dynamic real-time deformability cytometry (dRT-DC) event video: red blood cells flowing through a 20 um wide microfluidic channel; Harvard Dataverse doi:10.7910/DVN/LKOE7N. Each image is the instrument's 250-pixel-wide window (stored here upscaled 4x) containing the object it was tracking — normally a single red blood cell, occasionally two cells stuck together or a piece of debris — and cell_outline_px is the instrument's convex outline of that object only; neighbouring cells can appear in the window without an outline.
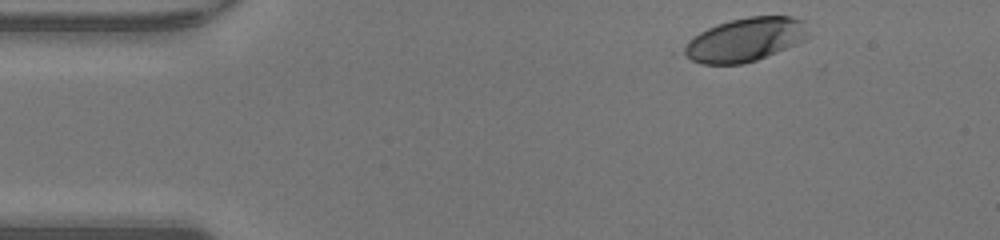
{"species": "human", "species_latin": "Homo sapiens", "temperature_condition": "warm", "stored_images_in_passage": 43, "camera_frame_rate_fps": 3000, "um_per_image_px": 0.085, "donor": {"sex": "male"}, "frame": {"image": 1, "passage_image": 1, "time_ms": 0.0, "image_size_px": [1000, 240], "cell_outline_px": [[808, 36], [804, 40], [796, 44], [756, 60], [744, 64], [700, 64], [672, 56], [672, 52], [688, 40], [700, 32], [716, 24], [748, 16], [792, 16], [804, 20]], "centroid_in_image_um": [63.14, 3.41], "position_along_channel_um": 21.9, "area_um2": 32.66}}
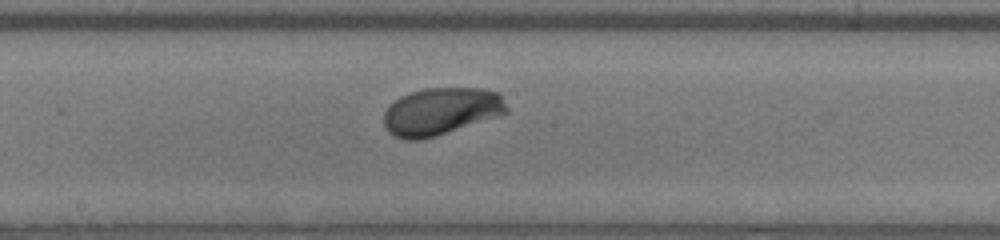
{"frame": {"image": 2, "passage_image": 20, "time_ms": 6.333, "image_size_px": [1000, 240], "cell_outline_px": [[508, 112], [436, 136], [420, 140], [404, 140], [388, 132], [384, 124], [384, 112], [388, 104], [400, 96], [424, 88], [484, 88], [500, 92], [508, 108]], "centroid_in_image_um": [37.46, 9.45], "position_along_channel_um": 210.7, "area_um2": 33.99}}
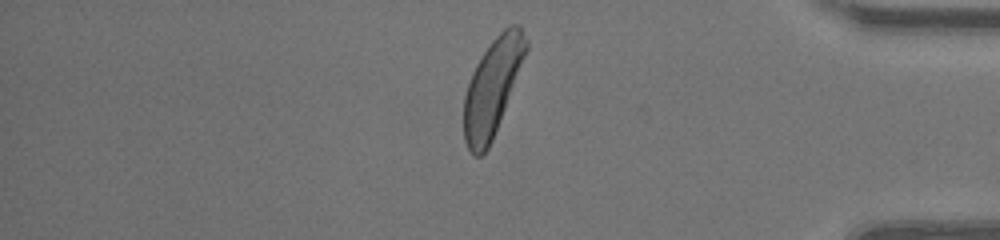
{"frame": {"image": 3, "passage_image": 35, "time_ms": 11.333, "image_size_px": [1000, 240], "cell_outline_px": [[528, 48], [492, 140], [488, 148], [480, 156], [476, 156], [468, 148], [464, 140], [464, 96], [472, 72], [476, 64], [492, 40], [504, 28], [512, 24], [516, 24], [520, 28], [528, 40]], "centroid_in_image_um": [41.84, 7.4], "position_along_channel_um": 393.4, "area_um2": 34.16}, "authors_computed_cell_mechanics": {"area_um2": 33.9286, "velocity_mm_per_s": 4.2914, "shape_relaxation_time_tau1_ms": 1.6785, "shape_relaxation_time_tau2_ms": null, "deformation_change_tau1": 0.1311, "deformation_change_tau2": null}}